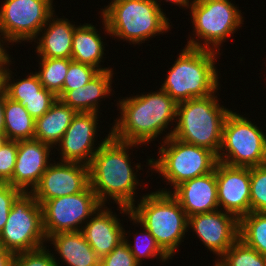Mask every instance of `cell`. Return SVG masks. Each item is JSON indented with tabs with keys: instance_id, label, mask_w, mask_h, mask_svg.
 <instances>
[{
	"instance_id": "7c38bea8",
	"label": "cell",
	"mask_w": 266,
	"mask_h": 266,
	"mask_svg": "<svg viewBox=\"0 0 266 266\" xmlns=\"http://www.w3.org/2000/svg\"><path fill=\"white\" fill-rule=\"evenodd\" d=\"M101 206L90 185L77 194L45 201L41 207L46 238L61 232L82 231Z\"/></svg>"
},
{
	"instance_id": "603a6c76",
	"label": "cell",
	"mask_w": 266,
	"mask_h": 266,
	"mask_svg": "<svg viewBox=\"0 0 266 266\" xmlns=\"http://www.w3.org/2000/svg\"><path fill=\"white\" fill-rule=\"evenodd\" d=\"M100 31L91 23L78 25L74 30L71 59L73 61L91 65L99 71L111 70L109 67H101L105 56L103 37Z\"/></svg>"
},
{
	"instance_id": "e575fe53",
	"label": "cell",
	"mask_w": 266,
	"mask_h": 266,
	"mask_svg": "<svg viewBox=\"0 0 266 266\" xmlns=\"http://www.w3.org/2000/svg\"><path fill=\"white\" fill-rule=\"evenodd\" d=\"M18 150V141L9 140L0 148V183H7L13 176Z\"/></svg>"
},
{
	"instance_id": "44dd1931",
	"label": "cell",
	"mask_w": 266,
	"mask_h": 266,
	"mask_svg": "<svg viewBox=\"0 0 266 266\" xmlns=\"http://www.w3.org/2000/svg\"><path fill=\"white\" fill-rule=\"evenodd\" d=\"M113 69L100 71L86 85L66 91L59 100L76 112L100 113L99 102L112 96Z\"/></svg>"
},
{
	"instance_id": "9c48e42d",
	"label": "cell",
	"mask_w": 266,
	"mask_h": 266,
	"mask_svg": "<svg viewBox=\"0 0 266 266\" xmlns=\"http://www.w3.org/2000/svg\"><path fill=\"white\" fill-rule=\"evenodd\" d=\"M261 129L244 115L231 110L224 121L218 161L240 167L265 164L266 134Z\"/></svg>"
},
{
	"instance_id": "30bf717a",
	"label": "cell",
	"mask_w": 266,
	"mask_h": 266,
	"mask_svg": "<svg viewBox=\"0 0 266 266\" xmlns=\"http://www.w3.org/2000/svg\"><path fill=\"white\" fill-rule=\"evenodd\" d=\"M42 207L31 192H22L13 202L0 232V246L14 254L45 246Z\"/></svg>"
},
{
	"instance_id": "7402d4cb",
	"label": "cell",
	"mask_w": 266,
	"mask_h": 266,
	"mask_svg": "<svg viewBox=\"0 0 266 266\" xmlns=\"http://www.w3.org/2000/svg\"><path fill=\"white\" fill-rule=\"evenodd\" d=\"M59 260L67 266H100V258L86 241L82 231L61 232L47 238ZM57 251V252H56Z\"/></svg>"
},
{
	"instance_id": "ab89813d",
	"label": "cell",
	"mask_w": 266,
	"mask_h": 266,
	"mask_svg": "<svg viewBox=\"0 0 266 266\" xmlns=\"http://www.w3.org/2000/svg\"><path fill=\"white\" fill-rule=\"evenodd\" d=\"M161 1L162 0H154V2L159 6V8L161 9V10H163L162 8H161ZM165 2H169L170 4L172 3V4H174V5H176V6H179V8H180V6L183 8V9H189L190 7H191V5H192V3H193V1L194 0H164ZM159 2V3H158Z\"/></svg>"
},
{
	"instance_id": "f546056e",
	"label": "cell",
	"mask_w": 266,
	"mask_h": 266,
	"mask_svg": "<svg viewBox=\"0 0 266 266\" xmlns=\"http://www.w3.org/2000/svg\"><path fill=\"white\" fill-rule=\"evenodd\" d=\"M9 67L10 66H8L5 75V93L8 97L41 96V90L44 87L41 84L36 72H30V74L28 73L25 78L15 80L12 75L14 72H12Z\"/></svg>"
},
{
	"instance_id": "d6a6232c",
	"label": "cell",
	"mask_w": 266,
	"mask_h": 266,
	"mask_svg": "<svg viewBox=\"0 0 266 266\" xmlns=\"http://www.w3.org/2000/svg\"><path fill=\"white\" fill-rule=\"evenodd\" d=\"M46 247L47 245L35 250L15 253L12 266H61L56 254H52Z\"/></svg>"
},
{
	"instance_id": "7bdbcfd3",
	"label": "cell",
	"mask_w": 266,
	"mask_h": 266,
	"mask_svg": "<svg viewBox=\"0 0 266 266\" xmlns=\"http://www.w3.org/2000/svg\"><path fill=\"white\" fill-rule=\"evenodd\" d=\"M8 141L9 139L7 135L4 132H0V148H2Z\"/></svg>"
},
{
	"instance_id": "ba28073f",
	"label": "cell",
	"mask_w": 266,
	"mask_h": 266,
	"mask_svg": "<svg viewBox=\"0 0 266 266\" xmlns=\"http://www.w3.org/2000/svg\"><path fill=\"white\" fill-rule=\"evenodd\" d=\"M158 147V159L147 160L151 171L168 181L173 189L180 183L213 172L218 162L211 150L170 136Z\"/></svg>"
},
{
	"instance_id": "7a4b0ae2",
	"label": "cell",
	"mask_w": 266,
	"mask_h": 266,
	"mask_svg": "<svg viewBox=\"0 0 266 266\" xmlns=\"http://www.w3.org/2000/svg\"><path fill=\"white\" fill-rule=\"evenodd\" d=\"M117 102L120 116L114 120L110 131L119 141L145 146L164 134L163 131L167 132L170 124L176 123L178 103L161 88L119 98Z\"/></svg>"
},
{
	"instance_id": "d4e9b609",
	"label": "cell",
	"mask_w": 266,
	"mask_h": 266,
	"mask_svg": "<svg viewBox=\"0 0 266 266\" xmlns=\"http://www.w3.org/2000/svg\"><path fill=\"white\" fill-rule=\"evenodd\" d=\"M9 140L34 139L35 119L24 106L10 99L4 92V131Z\"/></svg>"
},
{
	"instance_id": "9a60e30c",
	"label": "cell",
	"mask_w": 266,
	"mask_h": 266,
	"mask_svg": "<svg viewBox=\"0 0 266 266\" xmlns=\"http://www.w3.org/2000/svg\"><path fill=\"white\" fill-rule=\"evenodd\" d=\"M52 161L31 192L41 205L47 200L82 192L89 185L88 165Z\"/></svg>"
},
{
	"instance_id": "277c9868",
	"label": "cell",
	"mask_w": 266,
	"mask_h": 266,
	"mask_svg": "<svg viewBox=\"0 0 266 266\" xmlns=\"http://www.w3.org/2000/svg\"><path fill=\"white\" fill-rule=\"evenodd\" d=\"M215 92L204 98H194L179 102L176 123L161 141L170 136L185 143L204 147L216 155L222 145L223 125L231 109L220 105Z\"/></svg>"
},
{
	"instance_id": "ac0fdd59",
	"label": "cell",
	"mask_w": 266,
	"mask_h": 266,
	"mask_svg": "<svg viewBox=\"0 0 266 266\" xmlns=\"http://www.w3.org/2000/svg\"><path fill=\"white\" fill-rule=\"evenodd\" d=\"M159 191L170 192L179 202L188 217L219 209L216 172L186 180L172 188Z\"/></svg>"
},
{
	"instance_id": "4316f807",
	"label": "cell",
	"mask_w": 266,
	"mask_h": 266,
	"mask_svg": "<svg viewBox=\"0 0 266 266\" xmlns=\"http://www.w3.org/2000/svg\"><path fill=\"white\" fill-rule=\"evenodd\" d=\"M239 239L266 256V212H250L239 220Z\"/></svg>"
},
{
	"instance_id": "ee69618b",
	"label": "cell",
	"mask_w": 266,
	"mask_h": 266,
	"mask_svg": "<svg viewBox=\"0 0 266 266\" xmlns=\"http://www.w3.org/2000/svg\"><path fill=\"white\" fill-rule=\"evenodd\" d=\"M116 1H119V0H111L110 3H108L107 6H106V5L104 6V7H105L104 9H103V8L101 9V13H102V12H103V11H104V10L110 5V4H112V3L116 2Z\"/></svg>"
},
{
	"instance_id": "836d02e7",
	"label": "cell",
	"mask_w": 266,
	"mask_h": 266,
	"mask_svg": "<svg viewBox=\"0 0 266 266\" xmlns=\"http://www.w3.org/2000/svg\"><path fill=\"white\" fill-rule=\"evenodd\" d=\"M9 98L20 102L35 120L45 114L58 99L53 92L46 88L41 90V96Z\"/></svg>"
},
{
	"instance_id": "1f68e13d",
	"label": "cell",
	"mask_w": 266,
	"mask_h": 266,
	"mask_svg": "<svg viewBox=\"0 0 266 266\" xmlns=\"http://www.w3.org/2000/svg\"><path fill=\"white\" fill-rule=\"evenodd\" d=\"M100 71L88 64L71 61L64 79L62 91L57 95L59 99L66 91L74 90L86 85Z\"/></svg>"
},
{
	"instance_id": "d6986e66",
	"label": "cell",
	"mask_w": 266,
	"mask_h": 266,
	"mask_svg": "<svg viewBox=\"0 0 266 266\" xmlns=\"http://www.w3.org/2000/svg\"><path fill=\"white\" fill-rule=\"evenodd\" d=\"M120 222V218L116 213L113 214L112 209L102 205L84 224V237L100 259L124 240L125 228Z\"/></svg>"
},
{
	"instance_id": "4dcf8cb0",
	"label": "cell",
	"mask_w": 266,
	"mask_h": 266,
	"mask_svg": "<svg viewBox=\"0 0 266 266\" xmlns=\"http://www.w3.org/2000/svg\"><path fill=\"white\" fill-rule=\"evenodd\" d=\"M251 212H266V163L250 167Z\"/></svg>"
},
{
	"instance_id": "ffe728a7",
	"label": "cell",
	"mask_w": 266,
	"mask_h": 266,
	"mask_svg": "<svg viewBox=\"0 0 266 266\" xmlns=\"http://www.w3.org/2000/svg\"><path fill=\"white\" fill-rule=\"evenodd\" d=\"M54 12L40 30L34 42L38 58L71 59L74 30L78 26L67 18H58ZM42 34V35H41ZM39 37V38H38ZM37 39V40H36Z\"/></svg>"
},
{
	"instance_id": "b9f144b4",
	"label": "cell",
	"mask_w": 266,
	"mask_h": 266,
	"mask_svg": "<svg viewBox=\"0 0 266 266\" xmlns=\"http://www.w3.org/2000/svg\"><path fill=\"white\" fill-rule=\"evenodd\" d=\"M4 131V93L0 94V132Z\"/></svg>"
},
{
	"instance_id": "8992f818",
	"label": "cell",
	"mask_w": 266,
	"mask_h": 266,
	"mask_svg": "<svg viewBox=\"0 0 266 266\" xmlns=\"http://www.w3.org/2000/svg\"><path fill=\"white\" fill-rule=\"evenodd\" d=\"M140 198L135 203L137 205L130 208V214L154 236L156 243L172 259L189 230L186 212L170 192L157 190Z\"/></svg>"
},
{
	"instance_id": "d590c367",
	"label": "cell",
	"mask_w": 266,
	"mask_h": 266,
	"mask_svg": "<svg viewBox=\"0 0 266 266\" xmlns=\"http://www.w3.org/2000/svg\"><path fill=\"white\" fill-rule=\"evenodd\" d=\"M100 266H140L125 240L120 242L107 256L100 259Z\"/></svg>"
},
{
	"instance_id": "5bb4252c",
	"label": "cell",
	"mask_w": 266,
	"mask_h": 266,
	"mask_svg": "<svg viewBox=\"0 0 266 266\" xmlns=\"http://www.w3.org/2000/svg\"><path fill=\"white\" fill-rule=\"evenodd\" d=\"M191 228L205 248L217 256L215 262L239 239V220L220 209L188 217Z\"/></svg>"
},
{
	"instance_id": "4fadbf2b",
	"label": "cell",
	"mask_w": 266,
	"mask_h": 266,
	"mask_svg": "<svg viewBox=\"0 0 266 266\" xmlns=\"http://www.w3.org/2000/svg\"><path fill=\"white\" fill-rule=\"evenodd\" d=\"M98 113L76 112L58 146L59 161L89 165L100 146L111 136V131L97 145ZM97 134V135H96ZM96 138V139H95ZM96 143V144H95ZM60 150V151H59Z\"/></svg>"
},
{
	"instance_id": "83f0119b",
	"label": "cell",
	"mask_w": 266,
	"mask_h": 266,
	"mask_svg": "<svg viewBox=\"0 0 266 266\" xmlns=\"http://www.w3.org/2000/svg\"><path fill=\"white\" fill-rule=\"evenodd\" d=\"M71 61L72 59L65 58H39L40 70L36 73L43 87L57 96L62 91Z\"/></svg>"
},
{
	"instance_id": "60d3db41",
	"label": "cell",
	"mask_w": 266,
	"mask_h": 266,
	"mask_svg": "<svg viewBox=\"0 0 266 266\" xmlns=\"http://www.w3.org/2000/svg\"><path fill=\"white\" fill-rule=\"evenodd\" d=\"M5 41L3 40V38L1 37V33H0V60H11V55L8 54V49H5L7 47H5L4 45L7 46V44H4Z\"/></svg>"
},
{
	"instance_id": "3957f363",
	"label": "cell",
	"mask_w": 266,
	"mask_h": 266,
	"mask_svg": "<svg viewBox=\"0 0 266 266\" xmlns=\"http://www.w3.org/2000/svg\"><path fill=\"white\" fill-rule=\"evenodd\" d=\"M180 52L167 71L162 90L179 103L210 96L220 89L215 64L221 53L187 46Z\"/></svg>"
},
{
	"instance_id": "484cf974",
	"label": "cell",
	"mask_w": 266,
	"mask_h": 266,
	"mask_svg": "<svg viewBox=\"0 0 266 266\" xmlns=\"http://www.w3.org/2000/svg\"><path fill=\"white\" fill-rule=\"evenodd\" d=\"M128 218L130 219V221H133V225H140V227H142L141 230H143H140V232H136L135 237L133 239L134 242L128 240L129 237L127 235H131L128 234V232L130 233V231L126 232V230H124V240L127 243V246L129 247L131 253L133 254L136 262L140 266H142V262L146 258H150V260L154 258H160V260H162V263L169 261L168 259L171 258L156 243L154 236L144 226H142L131 214H128Z\"/></svg>"
},
{
	"instance_id": "74e56055",
	"label": "cell",
	"mask_w": 266,
	"mask_h": 266,
	"mask_svg": "<svg viewBox=\"0 0 266 266\" xmlns=\"http://www.w3.org/2000/svg\"><path fill=\"white\" fill-rule=\"evenodd\" d=\"M15 254L0 246V266H12Z\"/></svg>"
},
{
	"instance_id": "8fae6325",
	"label": "cell",
	"mask_w": 266,
	"mask_h": 266,
	"mask_svg": "<svg viewBox=\"0 0 266 266\" xmlns=\"http://www.w3.org/2000/svg\"><path fill=\"white\" fill-rule=\"evenodd\" d=\"M0 6V33L5 44L33 42L55 12L53 0H4Z\"/></svg>"
},
{
	"instance_id": "cb8c5ba5",
	"label": "cell",
	"mask_w": 266,
	"mask_h": 266,
	"mask_svg": "<svg viewBox=\"0 0 266 266\" xmlns=\"http://www.w3.org/2000/svg\"><path fill=\"white\" fill-rule=\"evenodd\" d=\"M75 114L74 109L57 99L45 114L35 120L34 139L55 148Z\"/></svg>"
},
{
	"instance_id": "5b68a950",
	"label": "cell",
	"mask_w": 266,
	"mask_h": 266,
	"mask_svg": "<svg viewBox=\"0 0 266 266\" xmlns=\"http://www.w3.org/2000/svg\"><path fill=\"white\" fill-rule=\"evenodd\" d=\"M166 16L154 0H119L110 4L100 17L105 34L114 40L140 45L169 32L172 24Z\"/></svg>"
},
{
	"instance_id": "6da1fadb",
	"label": "cell",
	"mask_w": 266,
	"mask_h": 266,
	"mask_svg": "<svg viewBox=\"0 0 266 266\" xmlns=\"http://www.w3.org/2000/svg\"><path fill=\"white\" fill-rule=\"evenodd\" d=\"M140 144L123 142L110 136L92 157L89 166V185L102 205L109 204L111 198L118 205L120 214L128 216L135 205L137 186H141L137 172L141 164L131 165L130 149ZM129 149V150H128ZM136 167V169H135ZM136 172H135V170ZM136 194V195H135ZM108 199V200H107ZM109 201V202H108Z\"/></svg>"
},
{
	"instance_id": "f35d334b",
	"label": "cell",
	"mask_w": 266,
	"mask_h": 266,
	"mask_svg": "<svg viewBox=\"0 0 266 266\" xmlns=\"http://www.w3.org/2000/svg\"><path fill=\"white\" fill-rule=\"evenodd\" d=\"M13 61L11 60H0V94L5 92V75L8 69L7 66H10Z\"/></svg>"
},
{
	"instance_id": "2e32d148",
	"label": "cell",
	"mask_w": 266,
	"mask_h": 266,
	"mask_svg": "<svg viewBox=\"0 0 266 266\" xmlns=\"http://www.w3.org/2000/svg\"><path fill=\"white\" fill-rule=\"evenodd\" d=\"M214 170L219 209L240 220L251 212L250 167L230 166L218 161Z\"/></svg>"
},
{
	"instance_id": "e0dca14e",
	"label": "cell",
	"mask_w": 266,
	"mask_h": 266,
	"mask_svg": "<svg viewBox=\"0 0 266 266\" xmlns=\"http://www.w3.org/2000/svg\"><path fill=\"white\" fill-rule=\"evenodd\" d=\"M51 149L53 151L52 146L37 139L18 141L13 176L7 183L22 192H32L39 184L42 174L52 163L50 156L54 152L52 153Z\"/></svg>"
},
{
	"instance_id": "f1b7e54d",
	"label": "cell",
	"mask_w": 266,
	"mask_h": 266,
	"mask_svg": "<svg viewBox=\"0 0 266 266\" xmlns=\"http://www.w3.org/2000/svg\"><path fill=\"white\" fill-rule=\"evenodd\" d=\"M213 266H266V256L238 239Z\"/></svg>"
},
{
	"instance_id": "52a82bcc",
	"label": "cell",
	"mask_w": 266,
	"mask_h": 266,
	"mask_svg": "<svg viewBox=\"0 0 266 266\" xmlns=\"http://www.w3.org/2000/svg\"><path fill=\"white\" fill-rule=\"evenodd\" d=\"M231 2L232 0H194L189 13L193 25L192 35L195 37L189 36L186 46L220 53L223 42L244 24L241 10Z\"/></svg>"
},
{
	"instance_id": "8d00e7d4",
	"label": "cell",
	"mask_w": 266,
	"mask_h": 266,
	"mask_svg": "<svg viewBox=\"0 0 266 266\" xmlns=\"http://www.w3.org/2000/svg\"><path fill=\"white\" fill-rule=\"evenodd\" d=\"M22 193L8 183H0V232L2 231L12 207L13 202Z\"/></svg>"
}]
</instances>
